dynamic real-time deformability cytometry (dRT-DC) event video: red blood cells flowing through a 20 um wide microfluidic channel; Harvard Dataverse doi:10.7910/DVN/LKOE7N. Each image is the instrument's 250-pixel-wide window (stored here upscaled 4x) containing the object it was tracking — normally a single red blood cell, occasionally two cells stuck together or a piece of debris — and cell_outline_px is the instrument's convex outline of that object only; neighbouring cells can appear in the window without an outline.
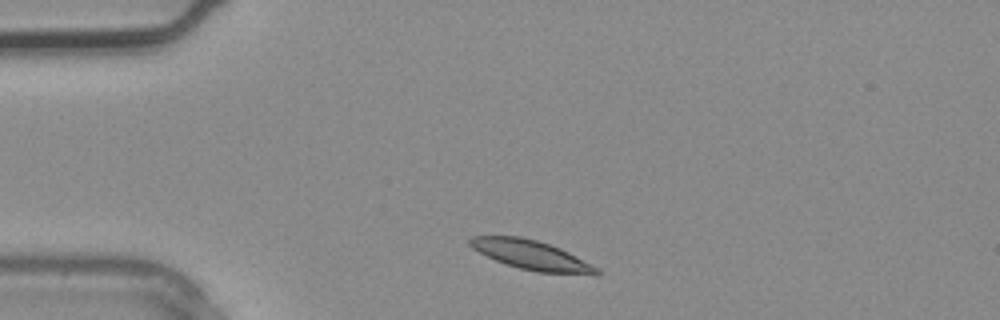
{"species": "common noctule bat (a hibernating species)", "species_latin": "Nyctalus noctula", "temperature_condition": "warm", "stored_images_in_passage": 1, "camera_frame_rate_fps": 3000, "um_per_image_px": 0.085, "animal": {"sex": "male", "body_mass_g": 20.4}, "frame": {"image": 1, "passage_image": 1, "time_ms": 0.0, "image_size_px": [1000, 320], "cell_outline_px": [[604, 272], [600, 276], [596, 276], [536, 272], [504, 264], [472, 248], [468, 244], [468, 240], [472, 236], [520, 236], [536, 240], [560, 248], [600, 268]], "centroid_in_image_um": [45.27, 21.71], "position_along_channel_um": 39.7, "area_um2": 22.02}}